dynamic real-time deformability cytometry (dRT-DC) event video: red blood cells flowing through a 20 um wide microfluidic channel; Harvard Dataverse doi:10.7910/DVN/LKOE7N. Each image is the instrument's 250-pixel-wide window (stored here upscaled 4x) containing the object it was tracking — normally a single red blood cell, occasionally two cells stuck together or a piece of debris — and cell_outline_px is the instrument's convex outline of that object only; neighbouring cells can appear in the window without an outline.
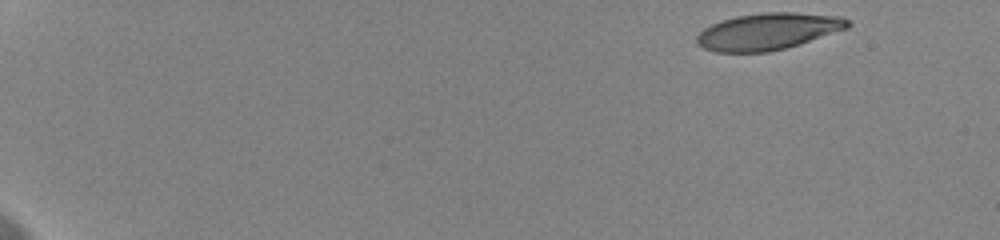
{"species": "human", "species_latin": "Homo sapiens", "temperature_condition": "cold", "stored_images_in_passage": 45, "camera_frame_rate_fps": 3000, "um_per_image_px": 0.085, "donor": {"sex": "female"}, "frame": {"image": 1, "passage_image": 1, "time_ms": 0.0, "image_size_px": [1000, 240], "cell_outline_px": [[852, 24], [848, 28], [800, 44], [768, 52], [716, 52], [704, 48], [696, 44], [696, 36], [704, 28], [712, 24], [736, 16], [764, 12], [796, 12], [840, 16], [848, 20]], "centroid_in_image_um": [65.29, 2.67], "position_along_channel_um": 19.7, "area_um2": 32.31}}
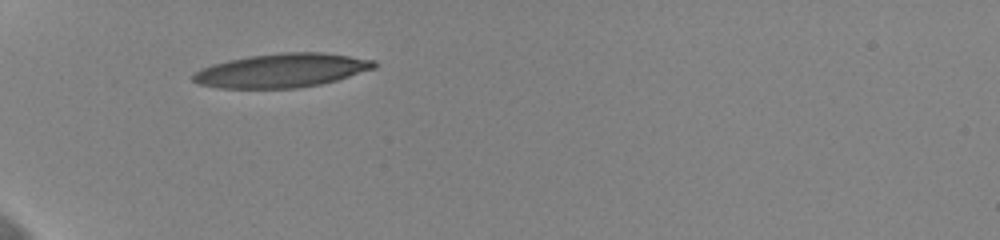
{"frame": {"image": 2, "passage_image": 16, "time_ms": 5.0, "image_size_px": [1000, 240], "cell_outline_px": [[376, 68], [336, 80], [320, 84], [296, 88], [220, 88], [200, 84], [192, 80], [192, 76], [200, 68], [212, 64], [228, 60], [252, 56], [280, 52], [324, 52], [376, 60]], "centroid_in_image_um": [23.96, 5.98], "position_along_channel_um": 61.0, "area_um2": 35.66}}
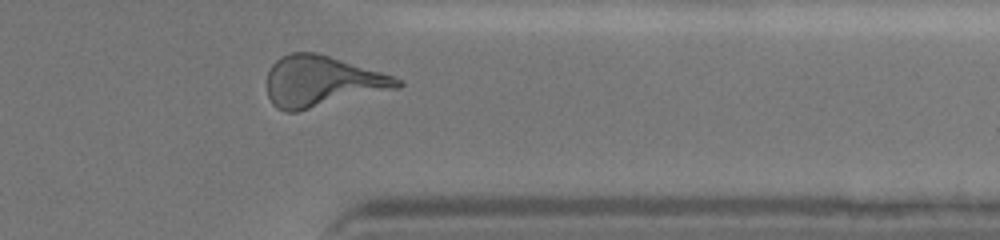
{"frame": {"image": 3, "passage_image": 41, "time_ms": 13.333, "image_size_px": [1000, 240], "cell_outline_px": [[404, 84], [400, 88], [296, 112], [284, 112], [276, 108], [272, 104], [268, 96], [268, 72], [272, 64], [280, 56], [292, 52], [312, 52], [328, 56], [380, 72], [392, 76], [400, 80]], "centroid_in_image_um": [27.34, 6.94], "position_along_channel_um": 384.1, "area_um2": 38.44}, "authors_computed_cell_mechanics": {"area_um2": 35.1424, "velocity_mm_per_s": 3.6505, "shape_relaxation_time_tau1_ms": 5.5473, "shape_relaxation_time_tau2_ms": 2.4802, "deformation_change_tau1": 0.2139, "deformation_change_tau2": 0.1284}}